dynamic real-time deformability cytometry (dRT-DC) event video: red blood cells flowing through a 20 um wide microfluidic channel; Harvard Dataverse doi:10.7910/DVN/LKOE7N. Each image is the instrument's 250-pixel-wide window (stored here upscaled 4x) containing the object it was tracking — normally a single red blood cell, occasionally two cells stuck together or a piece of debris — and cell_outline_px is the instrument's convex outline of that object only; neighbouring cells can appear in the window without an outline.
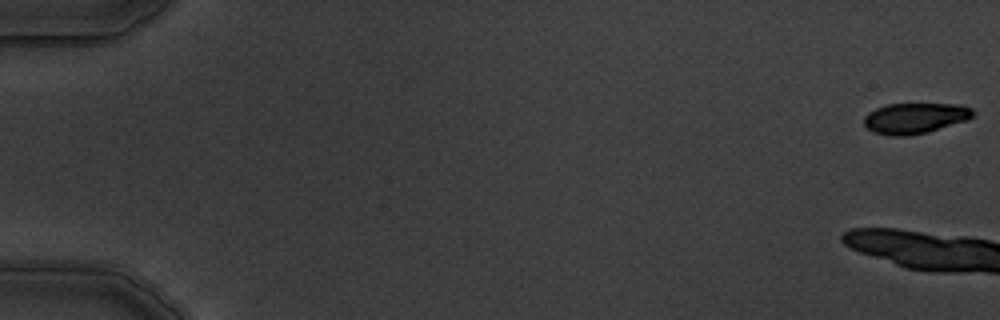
{"species": "common noctule bat (a hibernating species)", "species_latin": "Nyctalus noctula", "temperature_condition": "warm", "stored_images_in_passage": 7, "camera_frame_rate_fps": 3000, "um_per_image_px": 0.085, "animal": {"sex": "male", "body_mass_g": 19.5, "forearm_length_mm": 54.6}, "frame": {"image": 1, "passage_image": 1, "time_ms": 0.0, "image_size_px": [1000, 320], "cell_outline_px": [[976, 112], [968, 120], [928, 132], [908, 136], [888, 136], [872, 132], [864, 124], [864, 116], [868, 112], [876, 108], [888, 104], [960, 104], [972, 108]], "centroid_in_image_um": [77.78, 10.05], "position_along_channel_um": 7.2, "area_um2": 19.71}}